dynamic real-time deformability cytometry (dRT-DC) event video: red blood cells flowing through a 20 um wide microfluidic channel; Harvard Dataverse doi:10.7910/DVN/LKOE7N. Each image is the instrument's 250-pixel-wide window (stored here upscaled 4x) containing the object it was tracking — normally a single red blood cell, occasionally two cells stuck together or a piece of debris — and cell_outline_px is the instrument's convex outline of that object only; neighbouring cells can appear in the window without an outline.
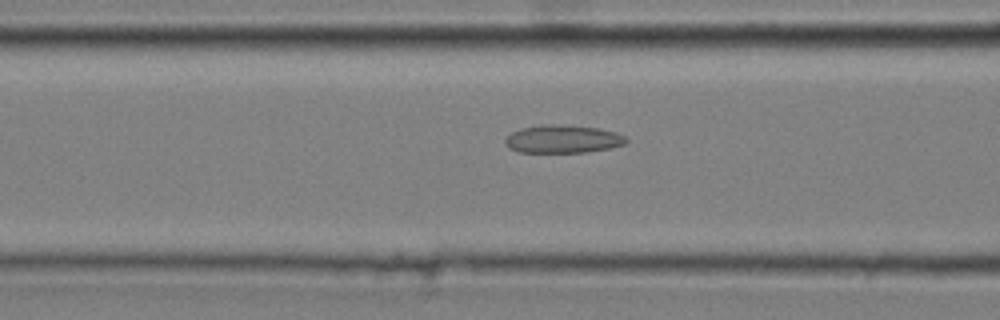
{"species": "common noctule bat (a hibernating species)", "species_latin": "Nyctalus noctula", "temperature_condition": "cold", "stored_images_in_passage": 48, "camera_frame_rate_fps": 3000, "um_per_image_px": 0.085, "animal": {"sex": "male", "body_mass_g": 20.4}, "frame": {"image": 1, "passage_image": 21, "time_ms": 6.667, "image_size_px": [1000, 320], "cell_outline_px": [[628, 140], [624, 144], [608, 148], [584, 152], [516, 152], [508, 148], [504, 144], [504, 140], [512, 132], [520, 128], [540, 124], [560, 124], [600, 128], [616, 132], [624, 136]], "centroid_in_image_um": [47.79, 11.81], "position_along_channel_um": 118.8, "area_um2": 19.88}}
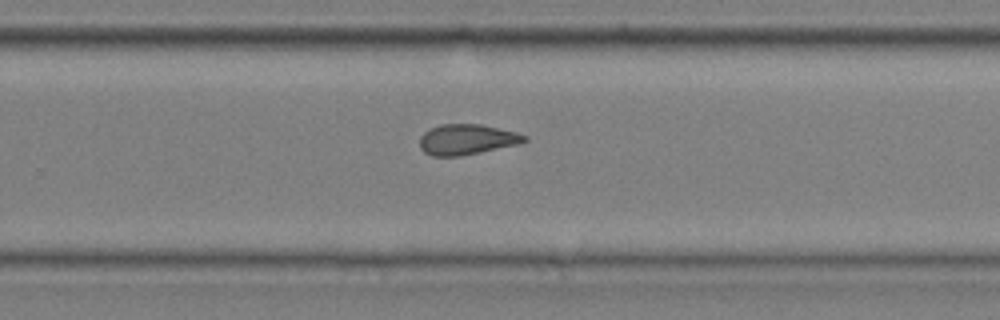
{"frame": {"image": 2, "passage_image": 35, "time_ms": 11.333, "image_size_px": [1000, 320], "cell_outline_px": [[528, 140], [516, 144], [460, 156], [432, 156], [424, 152], [420, 148], [420, 136], [428, 128], [440, 124], [480, 124], [516, 132], [528, 136]], "centroid_in_image_um": [39.63, 11.84], "position_along_channel_um": 290.2, "area_um2": 18.5}}
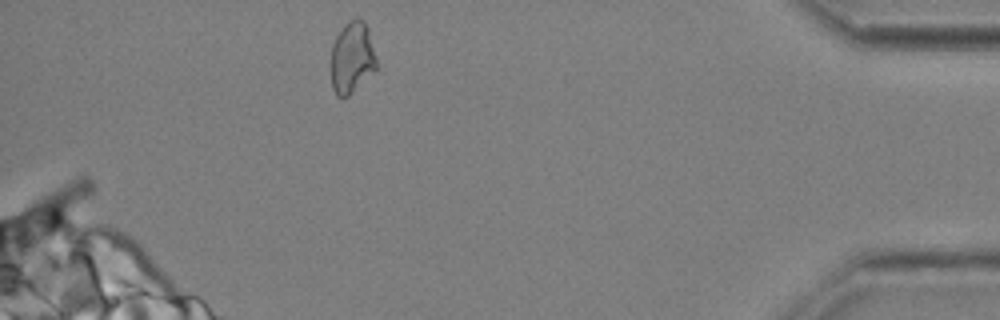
{"frame": {"image": 3, "passage_image": 48, "time_ms": 15.667, "image_size_px": [1000, 320], "cell_outline_px": [[376, 68], [344, 100], [336, 96], [332, 88], [332, 44], [336, 36], [344, 24], [348, 20], [364, 20], [368, 28], [376, 56]], "centroid_in_image_um": [29.91, 4.91], "position_along_channel_um": 405.3, "area_um2": 18.79}, "authors_computed_cell_mechanics": {"area_um2": 19.2185, "velocity_mm_per_s": 3.678, "shape_relaxation_time_tau1_ms": null, "shape_relaxation_time_tau2_ms": 4.7587, "deformation_change_tau1": null, "deformation_change_tau2": 0.1283}}